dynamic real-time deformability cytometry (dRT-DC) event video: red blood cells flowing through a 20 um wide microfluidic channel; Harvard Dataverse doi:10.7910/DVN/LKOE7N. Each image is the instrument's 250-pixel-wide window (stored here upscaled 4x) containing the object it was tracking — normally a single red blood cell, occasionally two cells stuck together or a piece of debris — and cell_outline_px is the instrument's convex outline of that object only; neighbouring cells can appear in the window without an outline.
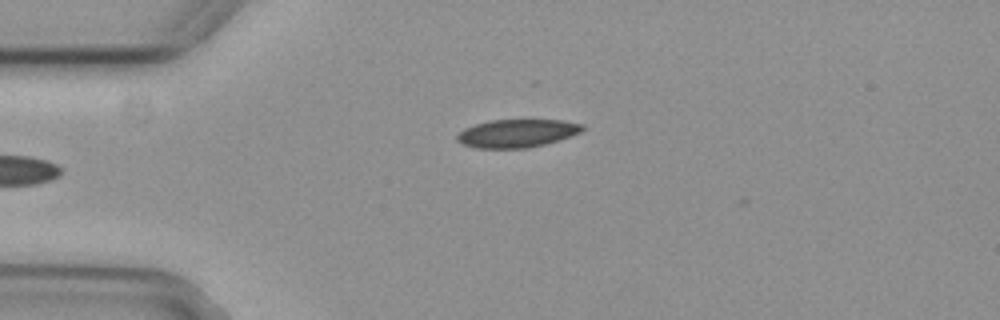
{"species": "common noctule bat (a hibernating species)", "species_latin": "Nyctalus noctula", "temperature_condition": "cold", "stored_images_in_passage": 3, "camera_frame_rate_fps": 3000, "um_per_image_px": 0.085, "animal": {"sex": "female", "body_mass_g": 29.2, "forearm_length_mm": 56.3}, "frame": {"image": 1, "passage_image": 3, "time_ms": 0.667, "image_size_px": [1000, 320], "cell_outline_px": [[584, 128], [580, 132], [544, 144], [528, 148], [476, 148], [464, 144], [456, 140], [456, 136], [464, 128], [488, 120], [560, 120], [584, 124]], "centroid_in_image_um": [43.91, 11.32], "position_along_channel_um": 41.1, "area_um2": 20.29}}